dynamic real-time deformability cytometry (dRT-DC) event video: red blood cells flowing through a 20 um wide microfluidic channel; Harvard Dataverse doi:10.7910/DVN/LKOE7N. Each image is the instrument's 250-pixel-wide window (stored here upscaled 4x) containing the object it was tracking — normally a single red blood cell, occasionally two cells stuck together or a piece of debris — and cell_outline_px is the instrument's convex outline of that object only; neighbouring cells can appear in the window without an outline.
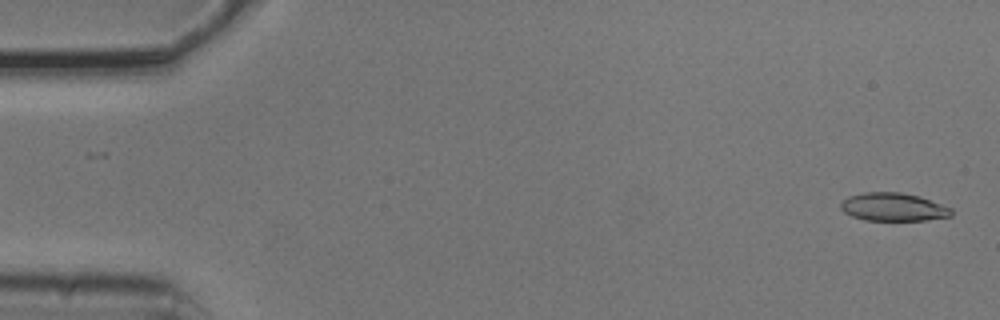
{"species": "common noctule bat (a hibernating species)", "species_latin": "Nyctalus noctula", "temperature_condition": "cold", "stored_images_in_passage": 5, "camera_frame_rate_fps": 3000, "um_per_image_px": 0.085, "animal": {"sex": "male", "body_mass_g": 20.5, "forearm_length_mm": 52.5}, "frame": {"image": 1, "passage_image": 1, "time_ms": 0.0, "image_size_px": [1000, 320], "cell_outline_px": [[952, 216], [924, 220], [864, 220], [852, 216], [844, 212], [840, 208], [840, 204], [848, 196], [864, 192], [900, 192], [920, 196], [952, 208]], "centroid_in_image_um": [75.93, 17.59], "position_along_channel_um": 9.1, "area_um2": 18.15}}
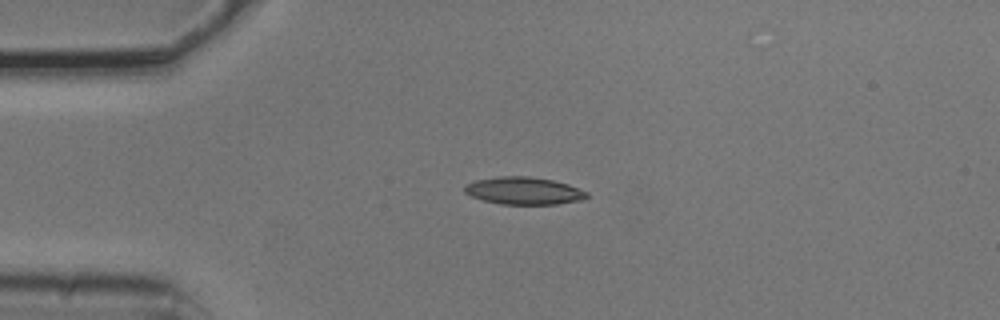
{"frame": {"image": 2, "passage_image": 4, "time_ms": 1.0, "image_size_px": [1000, 320], "cell_outline_px": [[588, 196], [580, 200], [556, 204], [500, 204], [484, 200], [472, 196], [464, 192], [464, 184], [476, 180], [500, 176], [528, 176], [552, 180], [568, 184], [588, 192]], "centroid_in_image_um": [44.5, 16.21], "position_along_channel_um": 40.5, "area_um2": 19.42}}